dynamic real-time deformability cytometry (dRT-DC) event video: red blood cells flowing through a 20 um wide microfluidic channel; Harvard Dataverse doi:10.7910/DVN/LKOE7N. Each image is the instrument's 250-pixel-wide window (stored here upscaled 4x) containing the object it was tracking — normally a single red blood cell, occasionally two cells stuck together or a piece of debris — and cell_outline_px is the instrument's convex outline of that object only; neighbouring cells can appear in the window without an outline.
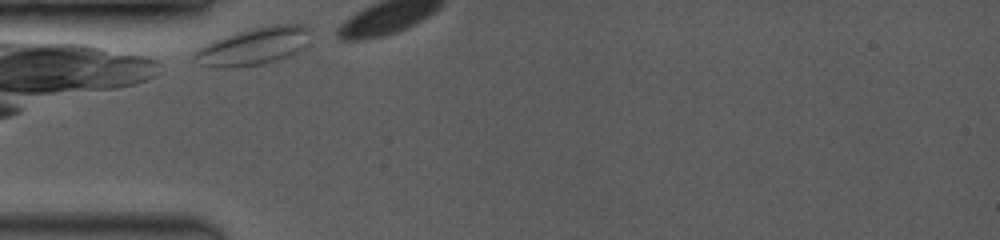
{"species": "common noctule bat (a hibernating species)", "species_latin": "Nyctalus noctula", "temperature_condition": "room temperature", "stored_images_in_passage": 4, "camera_frame_rate_fps": 3500, "um_per_image_px": 0.085, "animal": {"sex": "female", "body_mass_g": 19.0, "forearm_length_mm": 53.3}, "frame": {"image": 1, "passage_image": 1, "time_ms": 0.0, "image_size_px": [1000, 240], "cell_outline_px": [[308, 28], [304, 44], [300, 52], [276, 60], [260, 64], [232, 68], [212, 68], [200, 64], [192, 56], [192, 52], [196, 48], [212, 40], [236, 32], [252, 28], [272, 24], [304, 24]], "centroid_in_image_um": [21.46, 3.94], "position_along_channel_um": 63.5, "area_um2": 25.37}}